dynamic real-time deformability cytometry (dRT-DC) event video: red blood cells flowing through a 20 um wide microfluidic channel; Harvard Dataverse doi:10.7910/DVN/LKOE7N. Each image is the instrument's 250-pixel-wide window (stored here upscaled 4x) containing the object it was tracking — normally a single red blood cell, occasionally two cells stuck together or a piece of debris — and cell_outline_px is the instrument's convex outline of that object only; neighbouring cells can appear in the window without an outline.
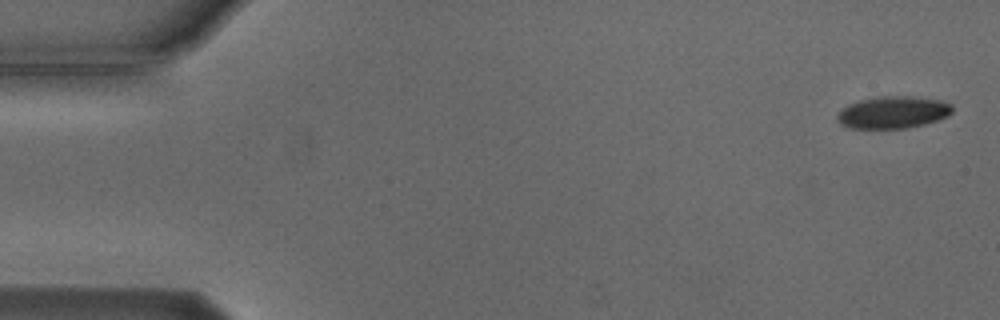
{"species": "Egyptian fruit bat (a non-hibernating species)", "species_latin": "Rousettus aegyptiacus", "temperature_condition": "cold", "stored_images_in_passage": 5, "camera_frame_rate_fps": 3000, "um_per_image_px": 0.085, "animal": {"sex": "male"}, "frame": {"image": 1, "passage_image": 1, "time_ms": 0.0, "image_size_px": [1000, 320], "cell_outline_px": [[952, 112], [948, 116], [924, 124], [908, 128], [848, 128], [840, 124], [836, 120], [836, 116], [840, 108], [848, 104], [860, 100], [880, 96], [912, 96], [940, 100], [952, 104]], "centroid_in_image_um": [75.87, 9.55], "position_along_channel_um": 9.1, "area_um2": 21.73}}
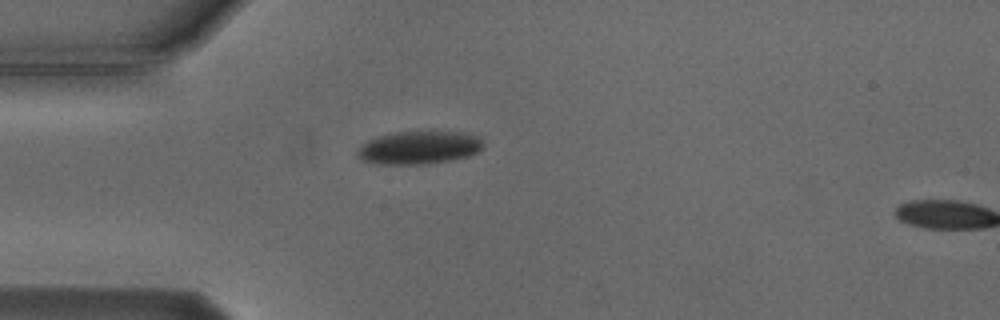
{"frame": {"image": 2, "passage_image": 4, "time_ms": 4.333, "image_size_px": [1000, 320], "cell_outline_px": [[484, 148], [468, 156], [452, 160], [428, 164], [380, 164], [364, 160], [356, 152], [368, 140], [392, 132], [464, 132], [476, 136], [484, 144]], "centroid_in_image_um": [35.66, 12.55], "position_along_channel_um": 49.3, "area_um2": 23.93}}